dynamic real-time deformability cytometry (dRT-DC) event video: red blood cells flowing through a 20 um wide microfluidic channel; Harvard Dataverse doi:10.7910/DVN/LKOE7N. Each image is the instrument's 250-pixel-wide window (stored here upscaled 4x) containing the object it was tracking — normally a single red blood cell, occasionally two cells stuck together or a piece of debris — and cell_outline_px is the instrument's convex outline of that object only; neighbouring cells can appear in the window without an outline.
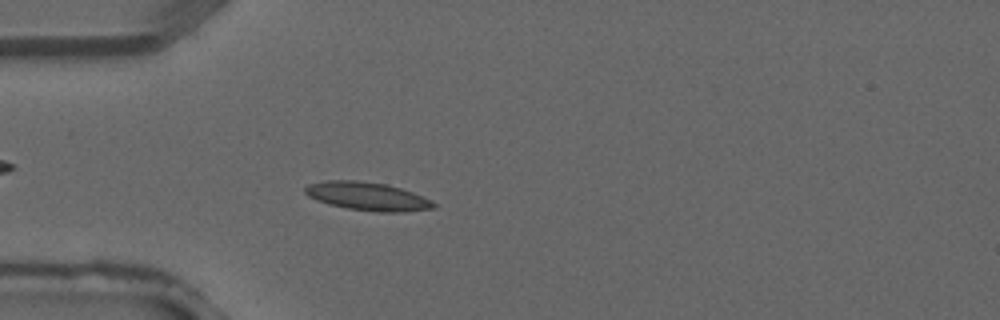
{"species": "common noctule bat (a hibernating species)", "species_latin": "Nyctalus noctula", "temperature_condition": "warm", "stored_images_in_passage": 4, "camera_frame_rate_fps": 3000, "um_per_image_px": 0.085, "animal": {"sex": "male", "forearm_length_mm": 52.5}, "frame": {"image": 1, "passage_image": 4, "time_ms": 1.0, "image_size_px": [1000, 320], "cell_outline_px": [[436, 208], [404, 212], [380, 212], [348, 208], [328, 204], [316, 200], [308, 196], [304, 192], [304, 188], [308, 184], [328, 180], [356, 180], [384, 184], [400, 188], [412, 192], [432, 200], [436, 204]], "centroid_in_image_um": [31.23, 16.69], "position_along_channel_um": 53.8, "area_um2": 21.15}}